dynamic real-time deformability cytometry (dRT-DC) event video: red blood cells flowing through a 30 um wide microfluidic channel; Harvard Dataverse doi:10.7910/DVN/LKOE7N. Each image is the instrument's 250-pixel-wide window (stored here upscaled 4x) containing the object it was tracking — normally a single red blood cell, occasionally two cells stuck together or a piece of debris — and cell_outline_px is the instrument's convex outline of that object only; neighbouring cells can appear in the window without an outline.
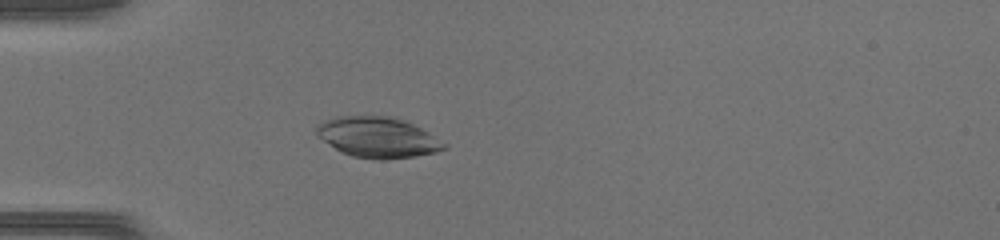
{"species": "common noctule bat (a hibernating species)", "species_latin": "Nyctalus noctula", "temperature_condition": "warm", "stored_images_in_passage": 34, "camera_frame_rate_fps": 3000, "um_per_image_px": 0.085, "animal": {"sex": "female", "body_mass_g": 17.0, "forearm_length_mm": 48.0}, "frame": {"image": 1, "passage_image": 2, "time_ms": 0.333, "image_size_px": [1000, 240], "cell_outline_px": [[448, 148], [436, 152], [416, 156], [384, 160], [380, 160], [352, 156], [340, 152], [324, 140], [316, 132], [316, 128], [324, 120], [336, 116], [396, 116], [428, 132], [448, 144]], "centroid_in_image_um": [32.15, 11.68], "position_along_channel_um": 52.9, "area_um2": 30.17}}
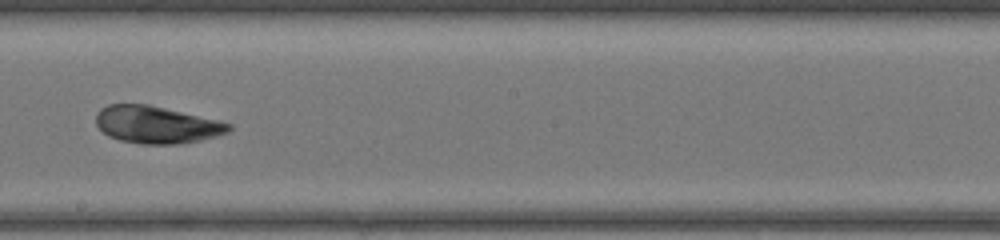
{"frame": {"image": 2, "passage_image": 15, "time_ms": 4.667, "image_size_px": [1000, 240], "cell_outline_px": [[232, 128], [228, 132], [216, 136], [200, 140], [180, 144], [140, 144], [120, 140], [108, 136], [96, 124], [96, 112], [100, 108], [108, 104], [148, 104], [220, 120], [232, 124]], "centroid_in_image_um": [13.31, 10.59], "position_along_channel_um": 234.9, "area_um2": 29.02}}
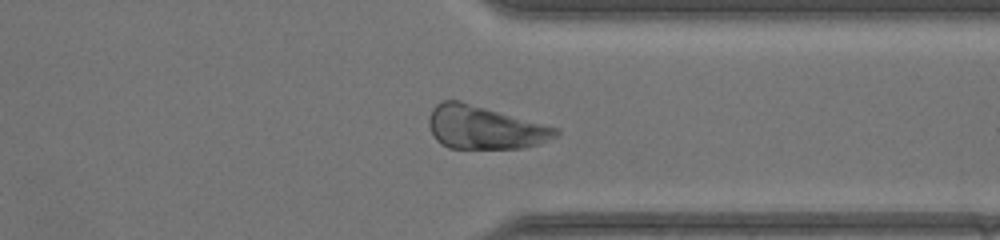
{"frame": {"image": 3, "passage_image": 24, "time_ms": 7.667, "image_size_px": [1000, 240], "cell_outline_px": [[560, 132], [556, 136], [540, 144], [524, 148], [448, 148], [440, 144], [436, 140], [428, 124], [428, 116], [432, 108], [436, 104], [444, 100], [460, 100], [560, 128]], "centroid_in_image_um": [41.19, 10.83], "position_along_channel_um": 370.2, "area_um2": 32.25}}